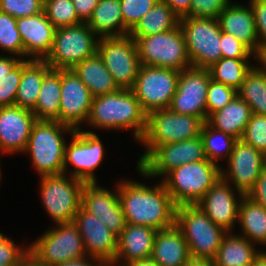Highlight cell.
Instances as JSON below:
<instances>
[{"instance_id": "2", "label": "cell", "mask_w": 266, "mask_h": 266, "mask_svg": "<svg viewBox=\"0 0 266 266\" xmlns=\"http://www.w3.org/2000/svg\"><path fill=\"white\" fill-rule=\"evenodd\" d=\"M94 129L132 130L140 140L146 128V113L131 89L95 96L87 120Z\"/></svg>"}, {"instance_id": "15", "label": "cell", "mask_w": 266, "mask_h": 266, "mask_svg": "<svg viewBox=\"0 0 266 266\" xmlns=\"http://www.w3.org/2000/svg\"><path fill=\"white\" fill-rule=\"evenodd\" d=\"M71 142L65 147L64 174L85 183L97 182L94 171L102 163L105 150L99 136L93 131L77 129L71 135ZM73 170L67 174L69 165Z\"/></svg>"}, {"instance_id": "14", "label": "cell", "mask_w": 266, "mask_h": 266, "mask_svg": "<svg viewBox=\"0 0 266 266\" xmlns=\"http://www.w3.org/2000/svg\"><path fill=\"white\" fill-rule=\"evenodd\" d=\"M201 136L180 142L158 146L139 166L137 170L143 177H165L170 171L181 165L205 160Z\"/></svg>"}, {"instance_id": "42", "label": "cell", "mask_w": 266, "mask_h": 266, "mask_svg": "<svg viewBox=\"0 0 266 266\" xmlns=\"http://www.w3.org/2000/svg\"><path fill=\"white\" fill-rule=\"evenodd\" d=\"M158 0H120L123 24L131 31Z\"/></svg>"}, {"instance_id": "29", "label": "cell", "mask_w": 266, "mask_h": 266, "mask_svg": "<svg viewBox=\"0 0 266 266\" xmlns=\"http://www.w3.org/2000/svg\"><path fill=\"white\" fill-rule=\"evenodd\" d=\"M87 25L98 38L130 33L123 24L120 0H99Z\"/></svg>"}, {"instance_id": "59", "label": "cell", "mask_w": 266, "mask_h": 266, "mask_svg": "<svg viewBox=\"0 0 266 266\" xmlns=\"http://www.w3.org/2000/svg\"><path fill=\"white\" fill-rule=\"evenodd\" d=\"M262 155H263L264 167L266 168V150L262 153Z\"/></svg>"}, {"instance_id": "35", "label": "cell", "mask_w": 266, "mask_h": 266, "mask_svg": "<svg viewBox=\"0 0 266 266\" xmlns=\"http://www.w3.org/2000/svg\"><path fill=\"white\" fill-rule=\"evenodd\" d=\"M237 95L246 101L253 114L266 115V73L254 64L245 75Z\"/></svg>"}, {"instance_id": "5", "label": "cell", "mask_w": 266, "mask_h": 266, "mask_svg": "<svg viewBox=\"0 0 266 266\" xmlns=\"http://www.w3.org/2000/svg\"><path fill=\"white\" fill-rule=\"evenodd\" d=\"M221 167L207 158L186 163L170 171L162 182L176 206L196 205L221 178Z\"/></svg>"}, {"instance_id": "6", "label": "cell", "mask_w": 266, "mask_h": 266, "mask_svg": "<svg viewBox=\"0 0 266 266\" xmlns=\"http://www.w3.org/2000/svg\"><path fill=\"white\" fill-rule=\"evenodd\" d=\"M175 224L188 244L190 256L214 259L228 233L215 225L197 205L176 207Z\"/></svg>"}, {"instance_id": "7", "label": "cell", "mask_w": 266, "mask_h": 266, "mask_svg": "<svg viewBox=\"0 0 266 266\" xmlns=\"http://www.w3.org/2000/svg\"><path fill=\"white\" fill-rule=\"evenodd\" d=\"M49 228L29 244L28 252L43 266H54L88 256L76 224L65 222Z\"/></svg>"}, {"instance_id": "4", "label": "cell", "mask_w": 266, "mask_h": 266, "mask_svg": "<svg viewBox=\"0 0 266 266\" xmlns=\"http://www.w3.org/2000/svg\"><path fill=\"white\" fill-rule=\"evenodd\" d=\"M205 121L201 117L174 113L170 108L146 114V128L141 142L146 148L139 158V166L158 146L194 139L200 136Z\"/></svg>"}, {"instance_id": "49", "label": "cell", "mask_w": 266, "mask_h": 266, "mask_svg": "<svg viewBox=\"0 0 266 266\" xmlns=\"http://www.w3.org/2000/svg\"><path fill=\"white\" fill-rule=\"evenodd\" d=\"M256 203L266 208V168L261 171L259 178L254 183L253 188L246 195Z\"/></svg>"}, {"instance_id": "23", "label": "cell", "mask_w": 266, "mask_h": 266, "mask_svg": "<svg viewBox=\"0 0 266 266\" xmlns=\"http://www.w3.org/2000/svg\"><path fill=\"white\" fill-rule=\"evenodd\" d=\"M16 23L23 40V60H44L52 49L56 31L45 12L17 18Z\"/></svg>"}, {"instance_id": "41", "label": "cell", "mask_w": 266, "mask_h": 266, "mask_svg": "<svg viewBox=\"0 0 266 266\" xmlns=\"http://www.w3.org/2000/svg\"><path fill=\"white\" fill-rule=\"evenodd\" d=\"M241 139L263 153L266 150V115L252 113Z\"/></svg>"}, {"instance_id": "27", "label": "cell", "mask_w": 266, "mask_h": 266, "mask_svg": "<svg viewBox=\"0 0 266 266\" xmlns=\"http://www.w3.org/2000/svg\"><path fill=\"white\" fill-rule=\"evenodd\" d=\"M72 70L93 97L114 93L120 89L97 52L76 64Z\"/></svg>"}, {"instance_id": "61", "label": "cell", "mask_w": 266, "mask_h": 266, "mask_svg": "<svg viewBox=\"0 0 266 266\" xmlns=\"http://www.w3.org/2000/svg\"><path fill=\"white\" fill-rule=\"evenodd\" d=\"M0 154H1V153H0ZM0 164H1V163H0ZM1 175H2V174H1V165H0V180H1V177H2Z\"/></svg>"}, {"instance_id": "3", "label": "cell", "mask_w": 266, "mask_h": 266, "mask_svg": "<svg viewBox=\"0 0 266 266\" xmlns=\"http://www.w3.org/2000/svg\"><path fill=\"white\" fill-rule=\"evenodd\" d=\"M75 130L58 121L37 120L31 129L24 154H30L32 166L38 175L50 176L64 173V154L67 141Z\"/></svg>"}, {"instance_id": "54", "label": "cell", "mask_w": 266, "mask_h": 266, "mask_svg": "<svg viewBox=\"0 0 266 266\" xmlns=\"http://www.w3.org/2000/svg\"><path fill=\"white\" fill-rule=\"evenodd\" d=\"M255 60H257L258 66L257 68L266 73V44L259 46L257 52L254 54Z\"/></svg>"}, {"instance_id": "9", "label": "cell", "mask_w": 266, "mask_h": 266, "mask_svg": "<svg viewBox=\"0 0 266 266\" xmlns=\"http://www.w3.org/2000/svg\"><path fill=\"white\" fill-rule=\"evenodd\" d=\"M179 25L193 67L208 69L222 58L218 19L186 16L180 18Z\"/></svg>"}, {"instance_id": "32", "label": "cell", "mask_w": 266, "mask_h": 266, "mask_svg": "<svg viewBox=\"0 0 266 266\" xmlns=\"http://www.w3.org/2000/svg\"><path fill=\"white\" fill-rule=\"evenodd\" d=\"M61 102V69H50L45 75L35 108L36 120L58 121Z\"/></svg>"}, {"instance_id": "24", "label": "cell", "mask_w": 266, "mask_h": 266, "mask_svg": "<svg viewBox=\"0 0 266 266\" xmlns=\"http://www.w3.org/2000/svg\"><path fill=\"white\" fill-rule=\"evenodd\" d=\"M157 230L149 226L126 224L117 239L113 263L125 266L135 260L151 258Z\"/></svg>"}, {"instance_id": "52", "label": "cell", "mask_w": 266, "mask_h": 266, "mask_svg": "<svg viewBox=\"0 0 266 266\" xmlns=\"http://www.w3.org/2000/svg\"><path fill=\"white\" fill-rule=\"evenodd\" d=\"M22 59H19L15 56H4L0 55V81L6 77L9 72L21 61Z\"/></svg>"}, {"instance_id": "11", "label": "cell", "mask_w": 266, "mask_h": 266, "mask_svg": "<svg viewBox=\"0 0 266 266\" xmlns=\"http://www.w3.org/2000/svg\"><path fill=\"white\" fill-rule=\"evenodd\" d=\"M40 196L43 207L55 224L72 222L81 207L85 182L70 175L41 176Z\"/></svg>"}, {"instance_id": "56", "label": "cell", "mask_w": 266, "mask_h": 266, "mask_svg": "<svg viewBox=\"0 0 266 266\" xmlns=\"http://www.w3.org/2000/svg\"><path fill=\"white\" fill-rule=\"evenodd\" d=\"M17 266H43L30 253L18 263Z\"/></svg>"}, {"instance_id": "46", "label": "cell", "mask_w": 266, "mask_h": 266, "mask_svg": "<svg viewBox=\"0 0 266 266\" xmlns=\"http://www.w3.org/2000/svg\"><path fill=\"white\" fill-rule=\"evenodd\" d=\"M231 0H192L188 17H204L218 19L219 14Z\"/></svg>"}, {"instance_id": "20", "label": "cell", "mask_w": 266, "mask_h": 266, "mask_svg": "<svg viewBox=\"0 0 266 266\" xmlns=\"http://www.w3.org/2000/svg\"><path fill=\"white\" fill-rule=\"evenodd\" d=\"M73 222L83 238L87 255L96 259L101 265L113 263L116 258L118 237L99 218L82 207L79 208Z\"/></svg>"}, {"instance_id": "47", "label": "cell", "mask_w": 266, "mask_h": 266, "mask_svg": "<svg viewBox=\"0 0 266 266\" xmlns=\"http://www.w3.org/2000/svg\"><path fill=\"white\" fill-rule=\"evenodd\" d=\"M221 53L224 58H254V53L234 36L221 31Z\"/></svg>"}, {"instance_id": "55", "label": "cell", "mask_w": 266, "mask_h": 266, "mask_svg": "<svg viewBox=\"0 0 266 266\" xmlns=\"http://www.w3.org/2000/svg\"><path fill=\"white\" fill-rule=\"evenodd\" d=\"M184 266H214L212 259L190 256Z\"/></svg>"}, {"instance_id": "18", "label": "cell", "mask_w": 266, "mask_h": 266, "mask_svg": "<svg viewBox=\"0 0 266 266\" xmlns=\"http://www.w3.org/2000/svg\"><path fill=\"white\" fill-rule=\"evenodd\" d=\"M93 96L72 69H61V102L59 123L74 130L87 124Z\"/></svg>"}, {"instance_id": "19", "label": "cell", "mask_w": 266, "mask_h": 266, "mask_svg": "<svg viewBox=\"0 0 266 266\" xmlns=\"http://www.w3.org/2000/svg\"><path fill=\"white\" fill-rule=\"evenodd\" d=\"M115 192L98 186L97 182L85 183L81 195V207L93 214L117 237L127 222L118 197V183Z\"/></svg>"}, {"instance_id": "10", "label": "cell", "mask_w": 266, "mask_h": 266, "mask_svg": "<svg viewBox=\"0 0 266 266\" xmlns=\"http://www.w3.org/2000/svg\"><path fill=\"white\" fill-rule=\"evenodd\" d=\"M98 40L87 23L56 28L52 49L44 60L52 69H72L97 52Z\"/></svg>"}, {"instance_id": "43", "label": "cell", "mask_w": 266, "mask_h": 266, "mask_svg": "<svg viewBox=\"0 0 266 266\" xmlns=\"http://www.w3.org/2000/svg\"><path fill=\"white\" fill-rule=\"evenodd\" d=\"M0 11L15 19L44 12V0H0Z\"/></svg>"}, {"instance_id": "22", "label": "cell", "mask_w": 266, "mask_h": 266, "mask_svg": "<svg viewBox=\"0 0 266 266\" xmlns=\"http://www.w3.org/2000/svg\"><path fill=\"white\" fill-rule=\"evenodd\" d=\"M36 117L17 105L0 107V153L24 152Z\"/></svg>"}, {"instance_id": "21", "label": "cell", "mask_w": 266, "mask_h": 266, "mask_svg": "<svg viewBox=\"0 0 266 266\" xmlns=\"http://www.w3.org/2000/svg\"><path fill=\"white\" fill-rule=\"evenodd\" d=\"M235 190L231 184L219 178L196 204L215 225L222 227L226 232H234V226L238 221L242 197L238 199Z\"/></svg>"}, {"instance_id": "33", "label": "cell", "mask_w": 266, "mask_h": 266, "mask_svg": "<svg viewBox=\"0 0 266 266\" xmlns=\"http://www.w3.org/2000/svg\"><path fill=\"white\" fill-rule=\"evenodd\" d=\"M238 223L242 232L240 236L251 243L266 246V208L243 195L239 205Z\"/></svg>"}, {"instance_id": "57", "label": "cell", "mask_w": 266, "mask_h": 266, "mask_svg": "<svg viewBox=\"0 0 266 266\" xmlns=\"http://www.w3.org/2000/svg\"><path fill=\"white\" fill-rule=\"evenodd\" d=\"M125 266H159L152 258L135 260Z\"/></svg>"}, {"instance_id": "30", "label": "cell", "mask_w": 266, "mask_h": 266, "mask_svg": "<svg viewBox=\"0 0 266 266\" xmlns=\"http://www.w3.org/2000/svg\"><path fill=\"white\" fill-rule=\"evenodd\" d=\"M247 238L228 232L213 259L214 266H251L261 250Z\"/></svg>"}, {"instance_id": "53", "label": "cell", "mask_w": 266, "mask_h": 266, "mask_svg": "<svg viewBox=\"0 0 266 266\" xmlns=\"http://www.w3.org/2000/svg\"><path fill=\"white\" fill-rule=\"evenodd\" d=\"M54 266H102L96 259L85 256L80 259L71 260Z\"/></svg>"}, {"instance_id": "26", "label": "cell", "mask_w": 266, "mask_h": 266, "mask_svg": "<svg viewBox=\"0 0 266 266\" xmlns=\"http://www.w3.org/2000/svg\"><path fill=\"white\" fill-rule=\"evenodd\" d=\"M189 257L188 244L176 224L157 231L151 258L159 266H184Z\"/></svg>"}, {"instance_id": "1", "label": "cell", "mask_w": 266, "mask_h": 266, "mask_svg": "<svg viewBox=\"0 0 266 266\" xmlns=\"http://www.w3.org/2000/svg\"><path fill=\"white\" fill-rule=\"evenodd\" d=\"M118 197L126 222L159 231L175 224L176 205L162 180L149 187L141 182L121 180Z\"/></svg>"}, {"instance_id": "13", "label": "cell", "mask_w": 266, "mask_h": 266, "mask_svg": "<svg viewBox=\"0 0 266 266\" xmlns=\"http://www.w3.org/2000/svg\"><path fill=\"white\" fill-rule=\"evenodd\" d=\"M97 53L120 89H131L141 63L135 40L128 34L99 38Z\"/></svg>"}, {"instance_id": "17", "label": "cell", "mask_w": 266, "mask_h": 266, "mask_svg": "<svg viewBox=\"0 0 266 266\" xmlns=\"http://www.w3.org/2000/svg\"><path fill=\"white\" fill-rule=\"evenodd\" d=\"M226 167L228 169H220L221 178L233 185L239 197H243L253 188L264 168L262 152L242 139H238Z\"/></svg>"}, {"instance_id": "8", "label": "cell", "mask_w": 266, "mask_h": 266, "mask_svg": "<svg viewBox=\"0 0 266 266\" xmlns=\"http://www.w3.org/2000/svg\"><path fill=\"white\" fill-rule=\"evenodd\" d=\"M133 39L141 65L178 71L192 66L180 25L162 33Z\"/></svg>"}, {"instance_id": "45", "label": "cell", "mask_w": 266, "mask_h": 266, "mask_svg": "<svg viewBox=\"0 0 266 266\" xmlns=\"http://www.w3.org/2000/svg\"><path fill=\"white\" fill-rule=\"evenodd\" d=\"M27 253L28 246L16 245L12 239L0 232V266H17Z\"/></svg>"}, {"instance_id": "39", "label": "cell", "mask_w": 266, "mask_h": 266, "mask_svg": "<svg viewBox=\"0 0 266 266\" xmlns=\"http://www.w3.org/2000/svg\"><path fill=\"white\" fill-rule=\"evenodd\" d=\"M0 49L23 60V40L16 19L0 11Z\"/></svg>"}, {"instance_id": "48", "label": "cell", "mask_w": 266, "mask_h": 266, "mask_svg": "<svg viewBox=\"0 0 266 266\" xmlns=\"http://www.w3.org/2000/svg\"><path fill=\"white\" fill-rule=\"evenodd\" d=\"M257 30L258 47L266 44V0H250Z\"/></svg>"}, {"instance_id": "60", "label": "cell", "mask_w": 266, "mask_h": 266, "mask_svg": "<svg viewBox=\"0 0 266 266\" xmlns=\"http://www.w3.org/2000/svg\"><path fill=\"white\" fill-rule=\"evenodd\" d=\"M105 266H121L120 264H115V263H106Z\"/></svg>"}, {"instance_id": "58", "label": "cell", "mask_w": 266, "mask_h": 266, "mask_svg": "<svg viewBox=\"0 0 266 266\" xmlns=\"http://www.w3.org/2000/svg\"><path fill=\"white\" fill-rule=\"evenodd\" d=\"M251 266H266V250L259 253Z\"/></svg>"}, {"instance_id": "44", "label": "cell", "mask_w": 266, "mask_h": 266, "mask_svg": "<svg viewBox=\"0 0 266 266\" xmlns=\"http://www.w3.org/2000/svg\"><path fill=\"white\" fill-rule=\"evenodd\" d=\"M22 78V60L0 81V107L15 105Z\"/></svg>"}, {"instance_id": "40", "label": "cell", "mask_w": 266, "mask_h": 266, "mask_svg": "<svg viewBox=\"0 0 266 266\" xmlns=\"http://www.w3.org/2000/svg\"><path fill=\"white\" fill-rule=\"evenodd\" d=\"M236 95L234 88L210 79L206 95L207 119L212 113L224 108Z\"/></svg>"}, {"instance_id": "51", "label": "cell", "mask_w": 266, "mask_h": 266, "mask_svg": "<svg viewBox=\"0 0 266 266\" xmlns=\"http://www.w3.org/2000/svg\"><path fill=\"white\" fill-rule=\"evenodd\" d=\"M169 6L173 12L179 17H186L191 9L192 0H158Z\"/></svg>"}, {"instance_id": "28", "label": "cell", "mask_w": 266, "mask_h": 266, "mask_svg": "<svg viewBox=\"0 0 266 266\" xmlns=\"http://www.w3.org/2000/svg\"><path fill=\"white\" fill-rule=\"evenodd\" d=\"M251 115L250 106L236 95L224 108L212 113L207 123L238 140L242 138Z\"/></svg>"}, {"instance_id": "50", "label": "cell", "mask_w": 266, "mask_h": 266, "mask_svg": "<svg viewBox=\"0 0 266 266\" xmlns=\"http://www.w3.org/2000/svg\"><path fill=\"white\" fill-rule=\"evenodd\" d=\"M78 18L83 22L91 18L94 8L97 6L99 0H72Z\"/></svg>"}, {"instance_id": "34", "label": "cell", "mask_w": 266, "mask_h": 266, "mask_svg": "<svg viewBox=\"0 0 266 266\" xmlns=\"http://www.w3.org/2000/svg\"><path fill=\"white\" fill-rule=\"evenodd\" d=\"M179 20L180 18L169 6L157 1L154 7L134 26L129 35L132 38H140L162 33L176 28Z\"/></svg>"}, {"instance_id": "12", "label": "cell", "mask_w": 266, "mask_h": 266, "mask_svg": "<svg viewBox=\"0 0 266 266\" xmlns=\"http://www.w3.org/2000/svg\"><path fill=\"white\" fill-rule=\"evenodd\" d=\"M180 71L141 65L131 88L140 107L147 114L169 108L177 90Z\"/></svg>"}, {"instance_id": "31", "label": "cell", "mask_w": 266, "mask_h": 266, "mask_svg": "<svg viewBox=\"0 0 266 266\" xmlns=\"http://www.w3.org/2000/svg\"><path fill=\"white\" fill-rule=\"evenodd\" d=\"M50 69L51 67L45 60H22V78L15 105L31 111L35 108L44 75Z\"/></svg>"}, {"instance_id": "16", "label": "cell", "mask_w": 266, "mask_h": 266, "mask_svg": "<svg viewBox=\"0 0 266 266\" xmlns=\"http://www.w3.org/2000/svg\"><path fill=\"white\" fill-rule=\"evenodd\" d=\"M210 79L206 68L191 66L180 71L177 90L169 108L174 113L201 117L207 122L206 95Z\"/></svg>"}, {"instance_id": "37", "label": "cell", "mask_w": 266, "mask_h": 266, "mask_svg": "<svg viewBox=\"0 0 266 266\" xmlns=\"http://www.w3.org/2000/svg\"><path fill=\"white\" fill-rule=\"evenodd\" d=\"M200 136L206 158L217 165L220 159L228 160L237 140L229 134L214 129L207 122L204 123Z\"/></svg>"}, {"instance_id": "25", "label": "cell", "mask_w": 266, "mask_h": 266, "mask_svg": "<svg viewBox=\"0 0 266 266\" xmlns=\"http://www.w3.org/2000/svg\"><path fill=\"white\" fill-rule=\"evenodd\" d=\"M220 29L246 45L254 54L258 50V38L253 10L248 4L230 2L218 17Z\"/></svg>"}, {"instance_id": "36", "label": "cell", "mask_w": 266, "mask_h": 266, "mask_svg": "<svg viewBox=\"0 0 266 266\" xmlns=\"http://www.w3.org/2000/svg\"><path fill=\"white\" fill-rule=\"evenodd\" d=\"M249 60L251 59L222 57L208 68L210 77L212 80L230 86L237 91L245 75L253 67Z\"/></svg>"}, {"instance_id": "38", "label": "cell", "mask_w": 266, "mask_h": 266, "mask_svg": "<svg viewBox=\"0 0 266 266\" xmlns=\"http://www.w3.org/2000/svg\"><path fill=\"white\" fill-rule=\"evenodd\" d=\"M44 12L55 28L83 23L77 16L72 0H44Z\"/></svg>"}]
</instances>
